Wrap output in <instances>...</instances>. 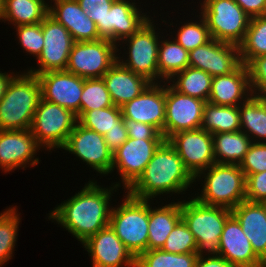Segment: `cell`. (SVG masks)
<instances>
[{"label": "cell", "mask_w": 266, "mask_h": 267, "mask_svg": "<svg viewBox=\"0 0 266 267\" xmlns=\"http://www.w3.org/2000/svg\"><path fill=\"white\" fill-rule=\"evenodd\" d=\"M111 186L103 187L90 179L82 190L51 210L48 219L60 224L81 244L84 243L109 226L111 196L113 191L118 192L117 186L113 183Z\"/></svg>", "instance_id": "cell-1"}, {"label": "cell", "mask_w": 266, "mask_h": 267, "mask_svg": "<svg viewBox=\"0 0 266 267\" xmlns=\"http://www.w3.org/2000/svg\"><path fill=\"white\" fill-rule=\"evenodd\" d=\"M195 180L176 150L165 140L153 154L142 175L125 193L137 199L153 201L161 194H186Z\"/></svg>", "instance_id": "cell-2"}, {"label": "cell", "mask_w": 266, "mask_h": 267, "mask_svg": "<svg viewBox=\"0 0 266 267\" xmlns=\"http://www.w3.org/2000/svg\"><path fill=\"white\" fill-rule=\"evenodd\" d=\"M17 73L0 101V130L30 129L41 99L38 76L29 71Z\"/></svg>", "instance_id": "cell-3"}, {"label": "cell", "mask_w": 266, "mask_h": 267, "mask_svg": "<svg viewBox=\"0 0 266 267\" xmlns=\"http://www.w3.org/2000/svg\"><path fill=\"white\" fill-rule=\"evenodd\" d=\"M204 178L203 180H200ZM200 178V179H199ZM196 181H202L201 193H195L199 202L232 210L246 200V177L237 164L214 163L201 171Z\"/></svg>", "instance_id": "cell-4"}, {"label": "cell", "mask_w": 266, "mask_h": 267, "mask_svg": "<svg viewBox=\"0 0 266 267\" xmlns=\"http://www.w3.org/2000/svg\"><path fill=\"white\" fill-rule=\"evenodd\" d=\"M181 214L196 241V254L219 255L220 237L226 220L232 215L231 210L203 204L191 196L190 200L181 201Z\"/></svg>", "instance_id": "cell-5"}, {"label": "cell", "mask_w": 266, "mask_h": 267, "mask_svg": "<svg viewBox=\"0 0 266 267\" xmlns=\"http://www.w3.org/2000/svg\"><path fill=\"white\" fill-rule=\"evenodd\" d=\"M123 198L121 205L112 206L109 226L137 258L148 250L149 200L128 193Z\"/></svg>", "instance_id": "cell-6"}, {"label": "cell", "mask_w": 266, "mask_h": 267, "mask_svg": "<svg viewBox=\"0 0 266 267\" xmlns=\"http://www.w3.org/2000/svg\"><path fill=\"white\" fill-rule=\"evenodd\" d=\"M151 17L133 35L122 40L117 47L127 49V58L121 59L117 54V60L129 70L146 77L152 83H160L158 70V49L161 36L157 33L154 19ZM127 43V44H126ZM125 46V47H124Z\"/></svg>", "instance_id": "cell-7"}, {"label": "cell", "mask_w": 266, "mask_h": 267, "mask_svg": "<svg viewBox=\"0 0 266 267\" xmlns=\"http://www.w3.org/2000/svg\"><path fill=\"white\" fill-rule=\"evenodd\" d=\"M200 15L205 19L212 39L239 46L251 17L234 0H203Z\"/></svg>", "instance_id": "cell-8"}, {"label": "cell", "mask_w": 266, "mask_h": 267, "mask_svg": "<svg viewBox=\"0 0 266 267\" xmlns=\"http://www.w3.org/2000/svg\"><path fill=\"white\" fill-rule=\"evenodd\" d=\"M77 122V116L72 111L40 99L30 130L37 143L51 152L64 146Z\"/></svg>", "instance_id": "cell-9"}, {"label": "cell", "mask_w": 266, "mask_h": 267, "mask_svg": "<svg viewBox=\"0 0 266 267\" xmlns=\"http://www.w3.org/2000/svg\"><path fill=\"white\" fill-rule=\"evenodd\" d=\"M119 49L108 39L74 42L66 71L84 79L102 78L117 61Z\"/></svg>", "instance_id": "cell-10"}, {"label": "cell", "mask_w": 266, "mask_h": 267, "mask_svg": "<svg viewBox=\"0 0 266 267\" xmlns=\"http://www.w3.org/2000/svg\"><path fill=\"white\" fill-rule=\"evenodd\" d=\"M165 139H132L128 138L112 153V171L117 169L121 182L113 183L126 191L138 180L155 151ZM123 184V185H121Z\"/></svg>", "instance_id": "cell-11"}, {"label": "cell", "mask_w": 266, "mask_h": 267, "mask_svg": "<svg viewBox=\"0 0 266 267\" xmlns=\"http://www.w3.org/2000/svg\"><path fill=\"white\" fill-rule=\"evenodd\" d=\"M61 149L79 157L100 175L106 176L112 171V152L108 149L104 135L85 128L78 122Z\"/></svg>", "instance_id": "cell-12"}, {"label": "cell", "mask_w": 266, "mask_h": 267, "mask_svg": "<svg viewBox=\"0 0 266 267\" xmlns=\"http://www.w3.org/2000/svg\"><path fill=\"white\" fill-rule=\"evenodd\" d=\"M44 46L37 58V66L27 71L42 74L49 71L65 70L74 40L70 32L49 14L42 21Z\"/></svg>", "instance_id": "cell-13"}, {"label": "cell", "mask_w": 266, "mask_h": 267, "mask_svg": "<svg viewBox=\"0 0 266 267\" xmlns=\"http://www.w3.org/2000/svg\"><path fill=\"white\" fill-rule=\"evenodd\" d=\"M164 139L185 130L201 128L206 101L184 95L165 82Z\"/></svg>", "instance_id": "cell-14"}, {"label": "cell", "mask_w": 266, "mask_h": 267, "mask_svg": "<svg viewBox=\"0 0 266 267\" xmlns=\"http://www.w3.org/2000/svg\"><path fill=\"white\" fill-rule=\"evenodd\" d=\"M167 141L194 177L216 163L212 134L202 128L177 132Z\"/></svg>", "instance_id": "cell-15"}, {"label": "cell", "mask_w": 266, "mask_h": 267, "mask_svg": "<svg viewBox=\"0 0 266 267\" xmlns=\"http://www.w3.org/2000/svg\"><path fill=\"white\" fill-rule=\"evenodd\" d=\"M37 76L41 87V99L62 106L76 116L79 115L84 78L66 70L49 71Z\"/></svg>", "instance_id": "cell-16"}, {"label": "cell", "mask_w": 266, "mask_h": 267, "mask_svg": "<svg viewBox=\"0 0 266 267\" xmlns=\"http://www.w3.org/2000/svg\"><path fill=\"white\" fill-rule=\"evenodd\" d=\"M40 149L30 129L0 130V168L4 173L37 166L39 158L35 156Z\"/></svg>", "instance_id": "cell-17"}, {"label": "cell", "mask_w": 266, "mask_h": 267, "mask_svg": "<svg viewBox=\"0 0 266 267\" xmlns=\"http://www.w3.org/2000/svg\"><path fill=\"white\" fill-rule=\"evenodd\" d=\"M133 1L115 0L113 2L104 17V26H96L102 39H108L118 45L122 40L133 35L152 17L142 12L139 7L137 8L139 5H136L135 0Z\"/></svg>", "instance_id": "cell-18"}, {"label": "cell", "mask_w": 266, "mask_h": 267, "mask_svg": "<svg viewBox=\"0 0 266 267\" xmlns=\"http://www.w3.org/2000/svg\"><path fill=\"white\" fill-rule=\"evenodd\" d=\"M240 64L239 46L215 39L189 52V66L212 77L228 74Z\"/></svg>", "instance_id": "cell-19"}, {"label": "cell", "mask_w": 266, "mask_h": 267, "mask_svg": "<svg viewBox=\"0 0 266 267\" xmlns=\"http://www.w3.org/2000/svg\"><path fill=\"white\" fill-rule=\"evenodd\" d=\"M91 257L92 267H136V258L110 226L82 243Z\"/></svg>", "instance_id": "cell-20"}, {"label": "cell", "mask_w": 266, "mask_h": 267, "mask_svg": "<svg viewBox=\"0 0 266 267\" xmlns=\"http://www.w3.org/2000/svg\"><path fill=\"white\" fill-rule=\"evenodd\" d=\"M123 119L152 125L164 136L165 82L151 83L149 87L122 107Z\"/></svg>", "instance_id": "cell-21"}, {"label": "cell", "mask_w": 266, "mask_h": 267, "mask_svg": "<svg viewBox=\"0 0 266 267\" xmlns=\"http://www.w3.org/2000/svg\"><path fill=\"white\" fill-rule=\"evenodd\" d=\"M219 255L233 267H263L240 223L231 215L225 222L219 241Z\"/></svg>", "instance_id": "cell-22"}, {"label": "cell", "mask_w": 266, "mask_h": 267, "mask_svg": "<svg viewBox=\"0 0 266 267\" xmlns=\"http://www.w3.org/2000/svg\"><path fill=\"white\" fill-rule=\"evenodd\" d=\"M251 95L249 71L241 63L234 71L213 77L208 102L222 106H240Z\"/></svg>", "instance_id": "cell-23"}, {"label": "cell", "mask_w": 266, "mask_h": 267, "mask_svg": "<svg viewBox=\"0 0 266 267\" xmlns=\"http://www.w3.org/2000/svg\"><path fill=\"white\" fill-rule=\"evenodd\" d=\"M48 14L70 32L74 42L102 39L96 24L87 17L77 0H52Z\"/></svg>", "instance_id": "cell-24"}, {"label": "cell", "mask_w": 266, "mask_h": 267, "mask_svg": "<svg viewBox=\"0 0 266 267\" xmlns=\"http://www.w3.org/2000/svg\"><path fill=\"white\" fill-rule=\"evenodd\" d=\"M255 254L266 266V203L242 201L232 210Z\"/></svg>", "instance_id": "cell-25"}, {"label": "cell", "mask_w": 266, "mask_h": 267, "mask_svg": "<svg viewBox=\"0 0 266 267\" xmlns=\"http://www.w3.org/2000/svg\"><path fill=\"white\" fill-rule=\"evenodd\" d=\"M107 90L115 106L122 107L132 101L152 83L146 77L136 74L118 60L103 75Z\"/></svg>", "instance_id": "cell-26"}, {"label": "cell", "mask_w": 266, "mask_h": 267, "mask_svg": "<svg viewBox=\"0 0 266 267\" xmlns=\"http://www.w3.org/2000/svg\"><path fill=\"white\" fill-rule=\"evenodd\" d=\"M149 200L148 250L161 249L168 235L182 219L181 201L152 207Z\"/></svg>", "instance_id": "cell-27"}, {"label": "cell", "mask_w": 266, "mask_h": 267, "mask_svg": "<svg viewBox=\"0 0 266 267\" xmlns=\"http://www.w3.org/2000/svg\"><path fill=\"white\" fill-rule=\"evenodd\" d=\"M215 162L218 164H237L243 160L252 144L251 138L239 130L212 134Z\"/></svg>", "instance_id": "cell-28"}, {"label": "cell", "mask_w": 266, "mask_h": 267, "mask_svg": "<svg viewBox=\"0 0 266 267\" xmlns=\"http://www.w3.org/2000/svg\"><path fill=\"white\" fill-rule=\"evenodd\" d=\"M241 131L252 142H266V97L251 95L239 106Z\"/></svg>", "instance_id": "cell-29"}, {"label": "cell", "mask_w": 266, "mask_h": 267, "mask_svg": "<svg viewBox=\"0 0 266 267\" xmlns=\"http://www.w3.org/2000/svg\"><path fill=\"white\" fill-rule=\"evenodd\" d=\"M49 2L42 0H3V20L15 27L41 23L48 15Z\"/></svg>", "instance_id": "cell-30"}, {"label": "cell", "mask_w": 266, "mask_h": 267, "mask_svg": "<svg viewBox=\"0 0 266 267\" xmlns=\"http://www.w3.org/2000/svg\"><path fill=\"white\" fill-rule=\"evenodd\" d=\"M201 128L210 134L241 130L239 106H222L206 102Z\"/></svg>", "instance_id": "cell-31"}, {"label": "cell", "mask_w": 266, "mask_h": 267, "mask_svg": "<svg viewBox=\"0 0 266 267\" xmlns=\"http://www.w3.org/2000/svg\"><path fill=\"white\" fill-rule=\"evenodd\" d=\"M212 79L205 71L188 66L167 82L181 94L208 102Z\"/></svg>", "instance_id": "cell-32"}, {"label": "cell", "mask_w": 266, "mask_h": 267, "mask_svg": "<svg viewBox=\"0 0 266 267\" xmlns=\"http://www.w3.org/2000/svg\"><path fill=\"white\" fill-rule=\"evenodd\" d=\"M161 38L158 49V70L161 82L169 81L189 66V52L173 39Z\"/></svg>", "instance_id": "cell-33"}, {"label": "cell", "mask_w": 266, "mask_h": 267, "mask_svg": "<svg viewBox=\"0 0 266 267\" xmlns=\"http://www.w3.org/2000/svg\"><path fill=\"white\" fill-rule=\"evenodd\" d=\"M240 60L248 65L254 58L266 55V15L252 17L243 42L239 45Z\"/></svg>", "instance_id": "cell-34"}, {"label": "cell", "mask_w": 266, "mask_h": 267, "mask_svg": "<svg viewBox=\"0 0 266 267\" xmlns=\"http://www.w3.org/2000/svg\"><path fill=\"white\" fill-rule=\"evenodd\" d=\"M77 119L80 125L101 135H104L113 128H126L121 107L115 105L86 113H79Z\"/></svg>", "instance_id": "cell-35"}, {"label": "cell", "mask_w": 266, "mask_h": 267, "mask_svg": "<svg viewBox=\"0 0 266 267\" xmlns=\"http://www.w3.org/2000/svg\"><path fill=\"white\" fill-rule=\"evenodd\" d=\"M17 206L0 213V267L12 259L20 224Z\"/></svg>", "instance_id": "cell-36"}, {"label": "cell", "mask_w": 266, "mask_h": 267, "mask_svg": "<svg viewBox=\"0 0 266 267\" xmlns=\"http://www.w3.org/2000/svg\"><path fill=\"white\" fill-rule=\"evenodd\" d=\"M197 258L196 253L173 254L152 249L136 258V267H194Z\"/></svg>", "instance_id": "cell-37"}, {"label": "cell", "mask_w": 266, "mask_h": 267, "mask_svg": "<svg viewBox=\"0 0 266 267\" xmlns=\"http://www.w3.org/2000/svg\"><path fill=\"white\" fill-rule=\"evenodd\" d=\"M111 106H114V103L103 78L85 79L80 100V113Z\"/></svg>", "instance_id": "cell-38"}, {"label": "cell", "mask_w": 266, "mask_h": 267, "mask_svg": "<svg viewBox=\"0 0 266 267\" xmlns=\"http://www.w3.org/2000/svg\"><path fill=\"white\" fill-rule=\"evenodd\" d=\"M176 34L174 40L188 52L212 39L206 21L200 14L199 21L197 19L196 22L191 20V22L184 23L178 28Z\"/></svg>", "instance_id": "cell-39"}, {"label": "cell", "mask_w": 266, "mask_h": 267, "mask_svg": "<svg viewBox=\"0 0 266 267\" xmlns=\"http://www.w3.org/2000/svg\"><path fill=\"white\" fill-rule=\"evenodd\" d=\"M197 244L187 224L181 219L168 235L161 250L173 254L196 253Z\"/></svg>", "instance_id": "cell-40"}, {"label": "cell", "mask_w": 266, "mask_h": 267, "mask_svg": "<svg viewBox=\"0 0 266 267\" xmlns=\"http://www.w3.org/2000/svg\"><path fill=\"white\" fill-rule=\"evenodd\" d=\"M16 28L17 39L20 46L28 54L38 58L43 50L44 38L42 31V22L29 25H20Z\"/></svg>", "instance_id": "cell-41"}, {"label": "cell", "mask_w": 266, "mask_h": 267, "mask_svg": "<svg viewBox=\"0 0 266 267\" xmlns=\"http://www.w3.org/2000/svg\"><path fill=\"white\" fill-rule=\"evenodd\" d=\"M239 167L245 177L266 171V142H252Z\"/></svg>", "instance_id": "cell-42"}, {"label": "cell", "mask_w": 266, "mask_h": 267, "mask_svg": "<svg viewBox=\"0 0 266 267\" xmlns=\"http://www.w3.org/2000/svg\"><path fill=\"white\" fill-rule=\"evenodd\" d=\"M247 68L252 94L266 97V55L254 58Z\"/></svg>", "instance_id": "cell-43"}, {"label": "cell", "mask_w": 266, "mask_h": 267, "mask_svg": "<svg viewBox=\"0 0 266 267\" xmlns=\"http://www.w3.org/2000/svg\"><path fill=\"white\" fill-rule=\"evenodd\" d=\"M246 200L266 203V171L246 177Z\"/></svg>", "instance_id": "cell-44"}, {"label": "cell", "mask_w": 266, "mask_h": 267, "mask_svg": "<svg viewBox=\"0 0 266 267\" xmlns=\"http://www.w3.org/2000/svg\"><path fill=\"white\" fill-rule=\"evenodd\" d=\"M115 0H77L80 7L96 26H104V17Z\"/></svg>", "instance_id": "cell-45"}, {"label": "cell", "mask_w": 266, "mask_h": 267, "mask_svg": "<svg viewBox=\"0 0 266 267\" xmlns=\"http://www.w3.org/2000/svg\"><path fill=\"white\" fill-rule=\"evenodd\" d=\"M128 138L132 139H164L163 134L154 126L130 119H124Z\"/></svg>", "instance_id": "cell-46"}, {"label": "cell", "mask_w": 266, "mask_h": 267, "mask_svg": "<svg viewBox=\"0 0 266 267\" xmlns=\"http://www.w3.org/2000/svg\"><path fill=\"white\" fill-rule=\"evenodd\" d=\"M128 139L126 128H113L104 134L108 149L114 153Z\"/></svg>", "instance_id": "cell-47"}, {"label": "cell", "mask_w": 266, "mask_h": 267, "mask_svg": "<svg viewBox=\"0 0 266 267\" xmlns=\"http://www.w3.org/2000/svg\"><path fill=\"white\" fill-rule=\"evenodd\" d=\"M251 18L266 15V0H234Z\"/></svg>", "instance_id": "cell-48"}, {"label": "cell", "mask_w": 266, "mask_h": 267, "mask_svg": "<svg viewBox=\"0 0 266 267\" xmlns=\"http://www.w3.org/2000/svg\"><path fill=\"white\" fill-rule=\"evenodd\" d=\"M194 267H233L221 255L198 256Z\"/></svg>", "instance_id": "cell-49"}, {"label": "cell", "mask_w": 266, "mask_h": 267, "mask_svg": "<svg viewBox=\"0 0 266 267\" xmlns=\"http://www.w3.org/2000/svg\"><path fill=\"white\" fill-rule=\"evenodd\" d=\"M10 73L9 74L8 72L2 73V71H0V101L4 97L11 79L15 75L14 72H10Z\"/></svg>", "instance_id": "cell-50"}, {"label": "cell", "mask_w": 266, "mask_h": 267, "mask_svg": "<svg viewBox=\"0 0 266 267\" xmlns=\"http://www.w3.org/2000/svg\"><path fill=\"white\" fill-rule=\"evenodd\" d=\"M0 20H3V0H0Z\"/></svg>", "instance_id": "cell-51"}]
</instances>
